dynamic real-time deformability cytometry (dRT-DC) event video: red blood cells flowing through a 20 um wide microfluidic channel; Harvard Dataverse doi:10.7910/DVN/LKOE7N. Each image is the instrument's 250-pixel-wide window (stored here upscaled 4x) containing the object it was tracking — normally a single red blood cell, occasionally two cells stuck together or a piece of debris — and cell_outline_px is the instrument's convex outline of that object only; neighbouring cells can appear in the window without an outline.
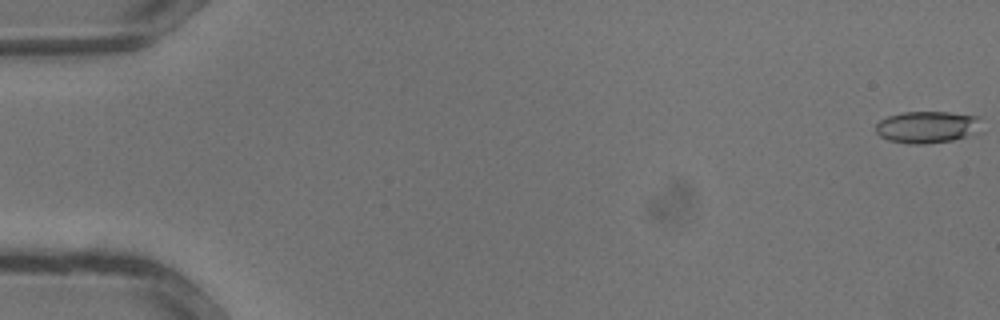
{"species": "common noctule bat (a hibernating species)", "species_latin": "Nyctalus noctula", "temperature_condition": "warm", "stored_images_in_passage": 34, "camera_frame_rate_fps": 3000, "um_per_image_px": 0.085, "animal": {"sex": "male", "body_mass_g": 13.3}, "frame": {"image": 1, "passage_image": 1, "time_ms": 0.0, "image_size_px": [1000, 320], "cell_outline_px": [[980, 116], [972, 132], [964, 136], [952, 140], [924, 144], [908, 144], [888, 140], [880, 136], [876, 132], [876, 124], [880, 120], [888, 116], [904, 112], [948, 112]], "centroid_in_image_um": [78.69, 10.79], "position_along_channel_um": 6.3, "area_um2": 19.13}}
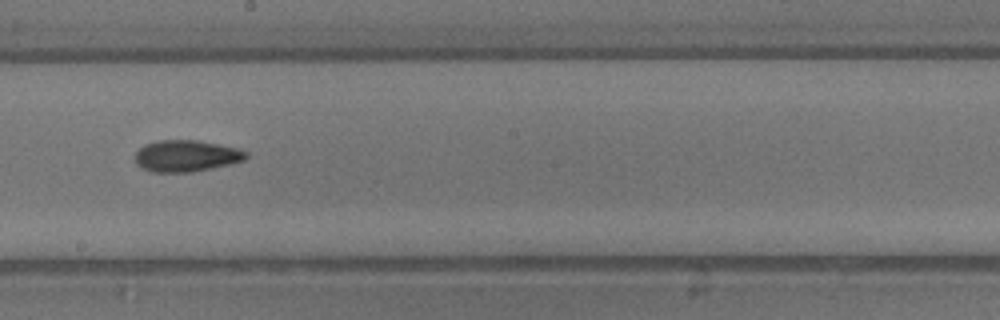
{"frame": {"image": 2, "passage_image": 20, "time_ms": 6.333, "image_size_px": [1000, 320], "cell_outline_px": [[248, 156], [244, 160], [232, 164], [192, 172], [152, 172], [136, 164], [136, 152], [144, 144], [156, 140], [196, 140], [240, 148], [248, 152]], "centroid_in_image_um": [15.86, 13.25], "position_along_channel_um": 232.3, "area_um2": 20.52}}
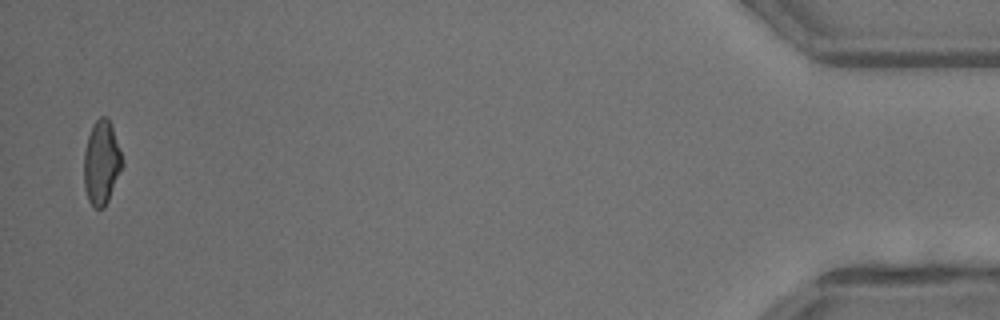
{"frame": {"image": 3, "passage_image": 34, "time_ms": 11.0, "image_size_px": [1000, 320], "cell_outline_px": [[124, 164], [108, 200], [104, 208], [96, 208], [88, 200], [84, 188], [84, 152], [88, 136], [92, 124], [100, 116], [108, 116], [124, 160]], "centroid_in_image_um": [8.63, 13.8], "position_along_channel_um": 426.6, "area_um2": 18.84}}